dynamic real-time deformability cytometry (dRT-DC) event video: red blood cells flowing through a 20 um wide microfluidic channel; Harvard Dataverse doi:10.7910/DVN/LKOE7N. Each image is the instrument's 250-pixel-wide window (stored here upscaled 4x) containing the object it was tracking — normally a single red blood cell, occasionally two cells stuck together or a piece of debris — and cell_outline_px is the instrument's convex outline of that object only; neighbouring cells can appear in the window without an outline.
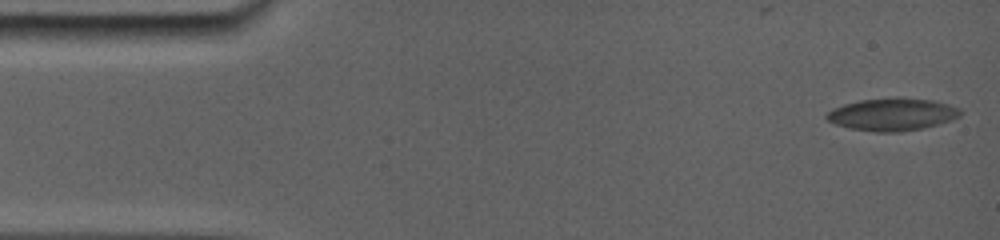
{"species": "common noctule bat (a hibernating species)", "species_latin": "Nyctalus noctula", "temperature_condition": "room temperature", "stored_images_in_passage": 21, "camera_frame_rate_fps": 5000, "um_per_image_px": 0.085, "animal": {"sex": "female", "body_mass_g": 19.0, "forearm_length_mm": 56.7}, "frame": {"image": 1, "passage_image": 1, "time_ms": 0.0, "image_size_px": [1000, 240], "cell_outline_px": [[960, 112], [956, 116], [948, 120], [920, 128], [884, 132], [880, 132], [852, 128], [836, 124], [828, 120], [828, 112], [832, 108], [844, 104], [860, 100], [900, 96], [932, 100], [948, 104], [956, 108]], "centroid_in_image_um": [75.78, 9.68], "position_along_channel_um": 9.2, "area_um2": 24.51}}
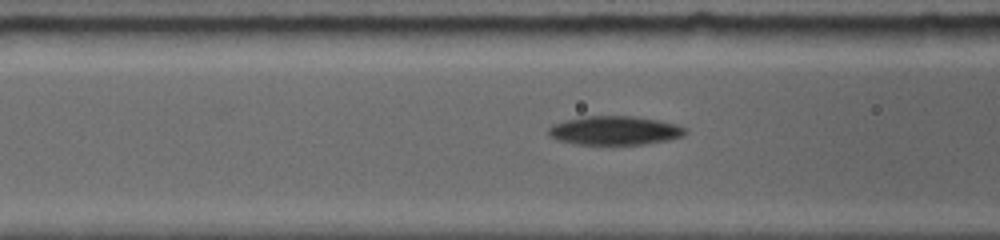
{"frame": {"image": 2, "passage_image": 15, "time_ms": 5.8, "image_size_px": [1000, 240], "cell_outline_px": [[684, 132], [680, 136], [664, 140], [640, 144], [580, 144], [560, 140], [552, 136], [548, 132], [556, 124], [568, 120], [584, 116], [632, 116], [656, 120], [672, 124], [684, 128]], "centroid_in_image_um": [52.23, 11.09], "position_along_channel_um": 114.4, "area_um2": 21.91}}
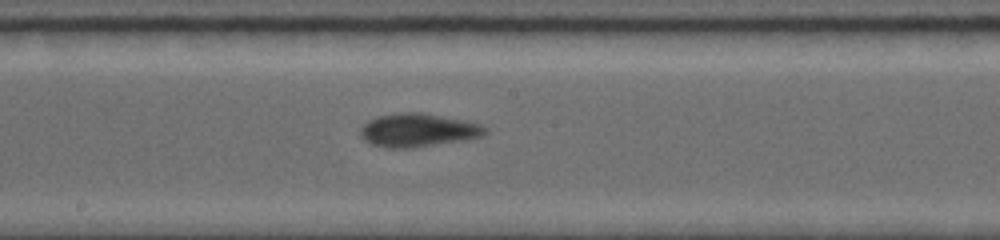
{"frame": {"image": 3, "passage_image": 21, "time_ms": 8.4, "image_size_px": [1000, 240], "cell_outline_px": [[484, 132], [480, 136], [456, 140], [404, 148], [392, 148], [372, 144], [364, 140], [360, 136], [360, 128], [368, 120], [380, 116], [408, 112], [416, 112], [480, 124], [484, 128]], "centroid_in_image_um": [35.39, 11.06], "position_along_channel_um": 212.8, "area_um2": 22.89}}